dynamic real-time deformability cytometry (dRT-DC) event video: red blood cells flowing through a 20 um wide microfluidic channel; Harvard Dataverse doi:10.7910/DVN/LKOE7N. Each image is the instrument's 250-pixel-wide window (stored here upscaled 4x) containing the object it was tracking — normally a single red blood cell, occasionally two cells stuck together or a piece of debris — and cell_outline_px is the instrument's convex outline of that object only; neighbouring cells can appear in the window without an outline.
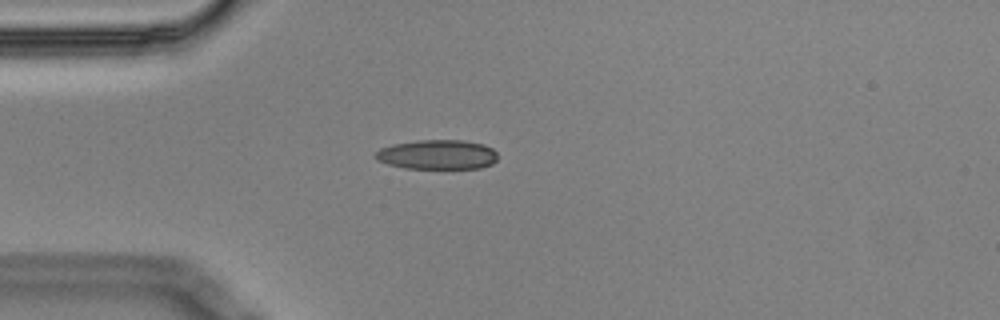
{"species": "Egyptian fruit bat (a non-hibernating species)", "species_latin": "Rousettus aegyptiacus", "temperature_condition": "cold", "stored_images_in_passage": 6, "camera_frame_rate_fps": 3000, "um_per_image_px": 0.085, "animal": {"sex": "male"}, "frame": {"image": 1, "passage_image": 2, "time_ms": 0.333, "image_size_px": [1000, 320], "cell_outline_px": [[496, 160], [492, 164], [480, 168], [404, 168], [388, 164], [376, 160], [376, 152], [380, 148], [392, 144], [416, 140], [464, 140], [484, 144], [492, 148], [496, 152]], "centroid_in_image_um": [37.17, 13.13], "position_along_channel_um": 47.8, "area_um2": 21.1}}
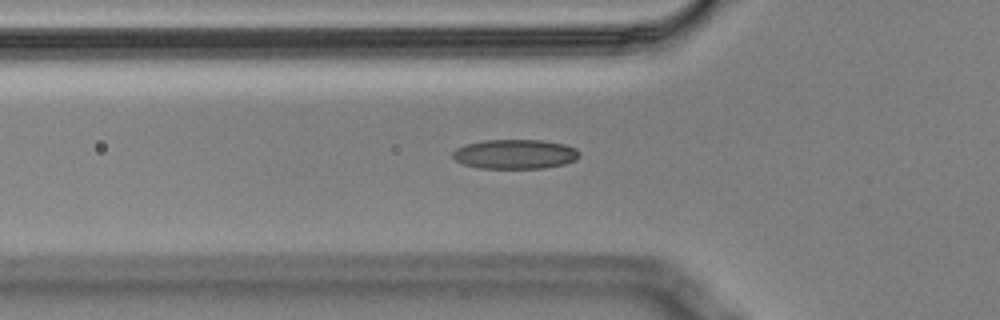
{"frame": {"image": 2, "passage_image": 6, "time_ms": 1.667, "image_size_px": [1000, 320], "cell_outline_px": [[580, 156], [576, 160], [564, 164], [544, 168], [480, 168], [464, 164], [456, 160], [452, 156], [452, 152], [456, 148], [464, 144], [484, 140], [544, 140], [564, 144], [576, 148], [580, 152]], "centroid_in_image_um": [43.79, 13.09], "position_along_channel_um": 82.0, "area_um2": 21.91}}